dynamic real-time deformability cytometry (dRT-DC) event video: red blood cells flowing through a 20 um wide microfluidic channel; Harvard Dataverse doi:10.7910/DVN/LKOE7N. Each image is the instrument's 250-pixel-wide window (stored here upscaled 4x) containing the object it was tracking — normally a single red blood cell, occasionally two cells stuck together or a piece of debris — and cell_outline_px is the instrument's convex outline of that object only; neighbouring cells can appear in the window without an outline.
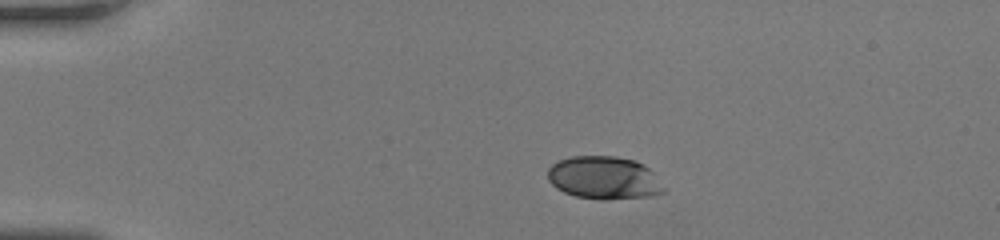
{"species": "human", "species_latin": "Homo sapiens", "temperature_condition": "room temperature", "stored_images_in_passage": 41, "camera_frame_rate_fps": 3000, "um_per_image_px": 0.085, "donor": {"sex": "female"}, "frame": {"image": 1, "passage_image": 1, "time_ms": 0.0, "image_size_px": [1000, 240], "cell_outline_px": [[668, 188], [664, 192], [652, 196], [604, 200], [600, 200], [576, 196], [564, 192], [556, 188], [548, 180], [548, 168], [552, 164], [560, 160], [572, 156], [616, 156], [636, 160], [648, 168]], "centroid_in_image_um": [51.37, 15.12], "position_along_channel_um": 33.6, "area_um2": 29.3}}
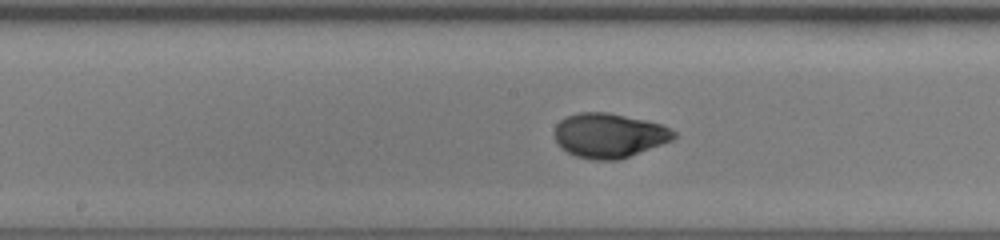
{"frame": {"image": 2, "passage_image": 18, "time_ms": 5.667, "image_size_px": [1000, 240], "cell_outline_px": [[676, 136], [672, 140], [620, 160], [592, 160], [576, 156], [560, 148], [556, 144], [556, 124], [560, 120], [568, 116], [580, 112], [608, 112], [644, 120], [660, 124], [676, 132]], "centroid_in_image_um": [51.76, 11.52], "position_along_channel_um": 196.4, "area_um2": 30.81}}
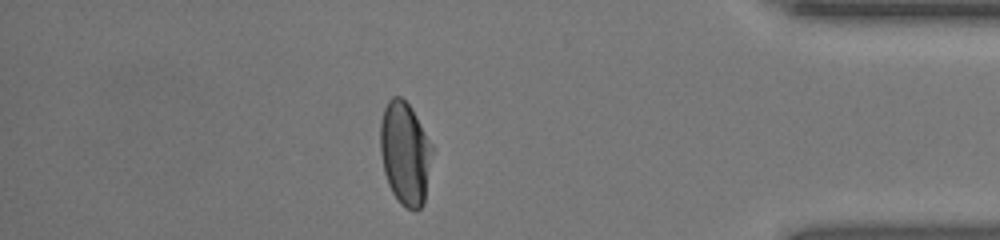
{"frame": {"image": 3, "passage_image": 35, "time_ms": 11.333, "image_size_px": [1000, 240], "cell_outline_px": [[432, 152], [424, 204], [416, 212], [400, 204], [392, 192], [388, 184], [384, 172], [380, 152], [380, 124], [384, 108], [388, 100], [392, 96], [400, 96], [412, 108], [432, 144]], "centroid_in_image_um": [34.42, 13.03], "position_along_channel_um": 400.8, "area_um2": 31.27}, "authors_computed_cell_mechanics": {"area_um2": 30.8074, "velocity_mm_per_s": 4.1284, "shape_relaxation_time_tau1_ms": 3.0046, "shape_relaxation_time_tau2_ms": null, "deformation_change_tau1": 0.1526, "deformation_change_tau2": null}}